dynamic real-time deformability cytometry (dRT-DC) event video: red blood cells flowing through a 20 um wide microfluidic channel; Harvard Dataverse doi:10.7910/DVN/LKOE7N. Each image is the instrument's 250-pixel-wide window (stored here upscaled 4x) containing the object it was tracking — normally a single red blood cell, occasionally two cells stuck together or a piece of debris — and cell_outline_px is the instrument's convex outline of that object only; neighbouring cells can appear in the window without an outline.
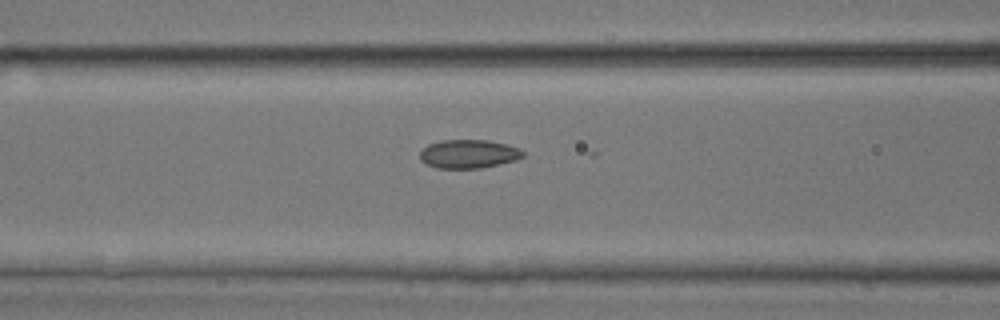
{"species": "common noctule bat (a hibernating species)", "species_latin": "Nyctalus noctula", "temperature_condition": "room temperature", "stored_images_in_passage": 18, "camera_frame_rate_fps": 3000, "um_per_image_px": 0.085, "animal": {"sex": "male", "body_mass_g": 17.9, "forearm_length_mm": 54.2}, "frame": {"image": 1, "passage_image": 7, "time_ms": 2.0, "image_size_px": [1000, 320], "cell_outline_px": [[524, 156], [516, 160], [480, 168], [436, 168], [424, 164], [420, 160], [420, 152], [428, 144], [440, 140], [488, 140], [520, 148], [524, 152]], "centroid_in_image_um": [39.8, 13.08], "position_along_channel_um": 126.8, "area_um2": 17.22}}